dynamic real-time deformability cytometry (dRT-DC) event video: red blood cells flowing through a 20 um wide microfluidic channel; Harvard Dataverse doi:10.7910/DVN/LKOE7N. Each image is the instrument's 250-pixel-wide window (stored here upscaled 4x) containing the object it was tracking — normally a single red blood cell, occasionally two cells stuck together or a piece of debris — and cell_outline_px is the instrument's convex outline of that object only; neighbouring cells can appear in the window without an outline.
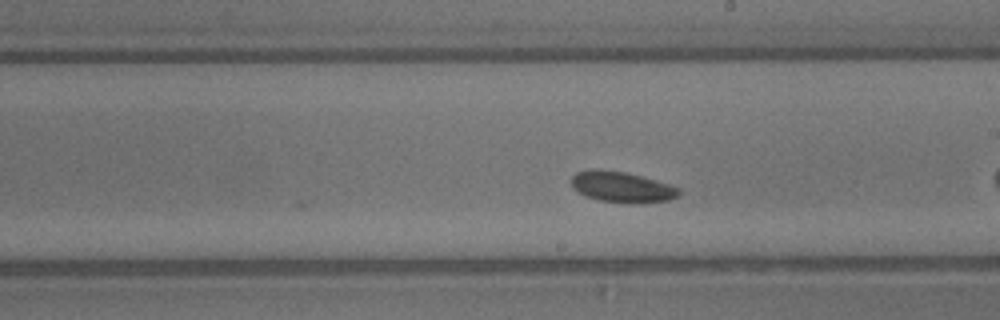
{"species": "common noctule bat (a hibernating species)", "species_latin": "Nyctalus noctula", "temperature_condition": "warm", "stored_images_in_passage": 13, "segment_of_instrument_passage": [2, 2], "camera_frame_rate_fps": 3000, "um_per_image_px": 0.085, "animal": {"sex": "male", "body_mass_g": 13.3}, "frame": {"image": 1, "passage_image": 13, "time_ms": 4.0, "image_size_px": [1000, 320], "cell_outline_px": [[680, 192], [676, 196], [668, 200], [628, 204], [600, 200], [584, 196], [576, 192], [572, 188], [572, 176], [576, 172], [592, 168], [596, 168], [624, 172], [640, 176], [668, 184], [680, 188]], "centroid_in_image_um": [52.78, 15.89], "position_along_channel_um": 236.2, "area_um2": 19.31}}